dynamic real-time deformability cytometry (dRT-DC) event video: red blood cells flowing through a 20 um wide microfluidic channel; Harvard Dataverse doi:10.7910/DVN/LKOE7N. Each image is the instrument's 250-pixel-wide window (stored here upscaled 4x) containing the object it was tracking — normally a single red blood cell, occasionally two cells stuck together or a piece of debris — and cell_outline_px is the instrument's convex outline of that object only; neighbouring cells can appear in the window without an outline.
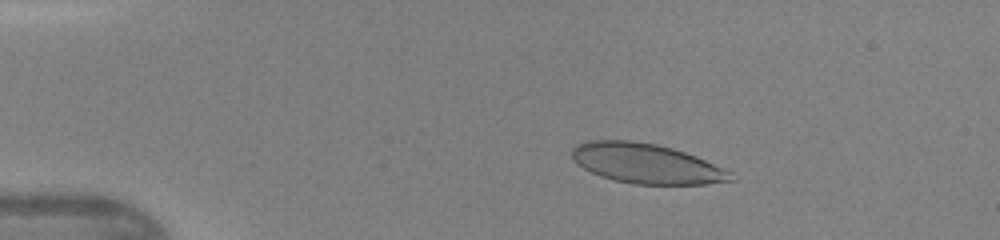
{"species": "human", "species_latin": "Homo sapiens", "temperature_condition": "warm", "stored_images_in_passage": 41, "camera_frame_rate_fps": 3000, "um_per_image_px": 0.085, "donor": {"sex": "female"}, "frame": {"image": 1, "passage_image": 5, "time_ms": 1.333, "image_size_px": [1000, 240], "cell_outline_px": [[736, 180], [704, 184], [632, 184], [600, 176], [576, 164], [572, 156], [572, 148], [576, 144], [588, 140], [632, 140], [656, 144], [672, 148], [696, 156], [732, 172]], "centroid_in_image_um": [54.93, 13.89], "position_along_channel_um": 30.1, "area_um2": 36.88}}
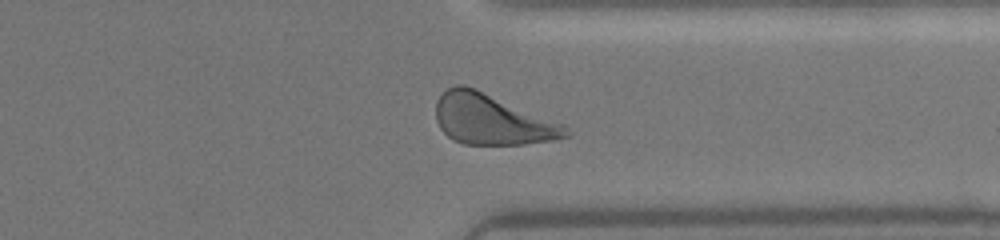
{"frame": {"image": 2, "passage_image": 32, "time_ms": 10.333, "image_size_px": [1000, 240], "cell_outline_px": [[572, 136], [556, 140], [524, 144], [464, 144], [452, 140], [440, 128], [436, 120], [436, 100], [448, 88], [456, 84], [464, 84], [476, 88], [568, 124], [572, 132]], "centroid_in_image_um": [41.91, 10.15], "position_along_channel_um": 369.5, "area_um2": 39.13}}
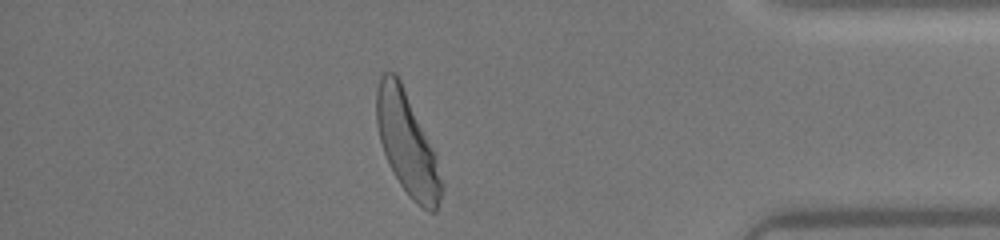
{"frame": {"image": 3, "passage_image": 36, "time_ms": 11.667, "image_size_px": [1000, 240], "cell_outline_px": [[444, 192], [436, 212], [428, 212], [416, 204], [408, 196], [392, 172], [388, 164], [380, 140], [376, 124], [376, 88], [380, 76], [384, 72], [396, 72], [436, 152], [444, 184]], "centroid_in_image_um": [34.64, 12.27], "position_along_channel_um": 400.6, "area_um2": 39.42}}